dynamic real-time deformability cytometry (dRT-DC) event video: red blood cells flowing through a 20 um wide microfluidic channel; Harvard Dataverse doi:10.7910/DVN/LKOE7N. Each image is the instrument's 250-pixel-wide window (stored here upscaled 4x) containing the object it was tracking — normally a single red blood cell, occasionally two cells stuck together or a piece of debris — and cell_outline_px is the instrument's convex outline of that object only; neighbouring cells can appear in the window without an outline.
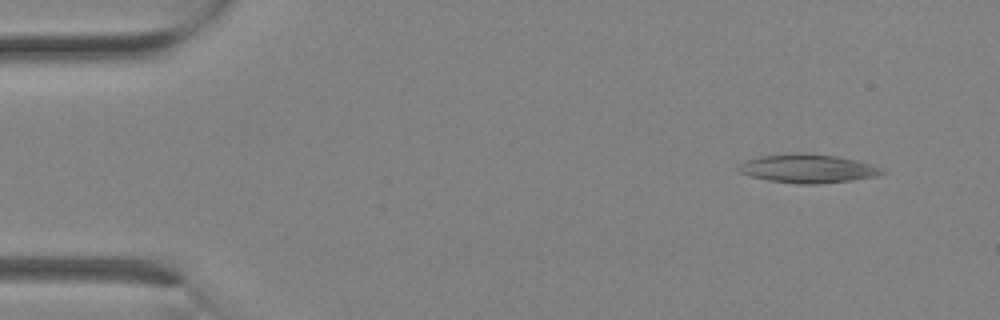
{"species": "Egyptian fruit bat (a non-hibernating species)", "species_latin": "Rousettus aegyptiacus", "temperature_condition": "room temperature", "stored_images_in_passage": 2, "camera_frame_rate_fps": 3000, "um_per_image_px": 0.085, "animal": {"sex": "female"}, "frame": {"image": 1, "passage_image": 1, "time_ms": 0.0, "image_size_px": [1000, 320], "cell_outline_px": [[888, 172], [876, 176], [852, 180], [816, 184], [796, 184], [768, 180], [752, 176], [740, 172], [736, 168], [740, 164], [748, 160], [760, 156], [784, 152], [800, 152], [836, 156], [856, 160], [872, 164]], "centroid_in_image_um": [68.66, 14.31], "position_along_channel_um": 16.3, "area_um2": 24.1}}